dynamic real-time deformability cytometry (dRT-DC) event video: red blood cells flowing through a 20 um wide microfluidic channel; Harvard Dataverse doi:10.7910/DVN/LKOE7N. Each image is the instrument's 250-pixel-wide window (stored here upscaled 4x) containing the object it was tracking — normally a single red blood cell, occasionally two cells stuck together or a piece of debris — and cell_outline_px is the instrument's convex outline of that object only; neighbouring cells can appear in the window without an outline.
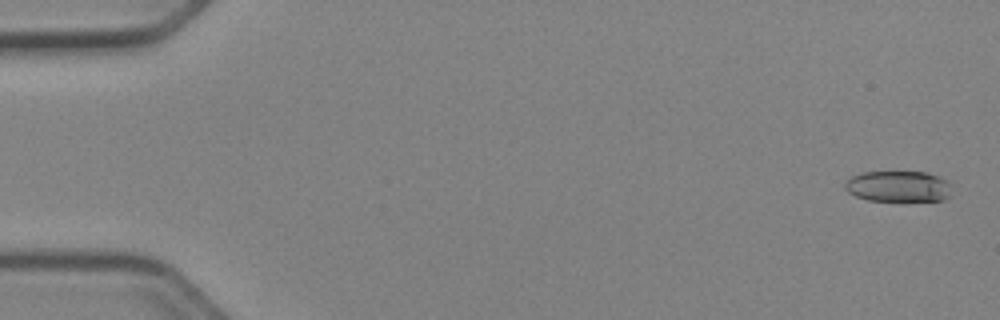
{"species": "Egyptian fruit bat (a non-hibernating species)", "species_latin": "Rousettus aegyptiacus", "temperature_condition": "cold", "stored_images_in_passage": 15, "camera_frame_rate_fps": 3000, "um_per_image_px": 0.085, "animal": {"sex": "female"}, "frame": {"image": 1, "passage_image": 2, "time_ms": 0.333, "image_size_px": [1000, 320], "cell_outline_px": [[952, 184], [948, 196], [944, 200], [900, 204], [868, 200], [856, 196], [848, 192], [844, 188], [844, 184], [852, 176], [860, 172], [928, 172], [940, 176]], "centroid_in_image_um": [76.39, 15.89], "position_along_channel_um": 8.6, "area_um2": 20.35}}
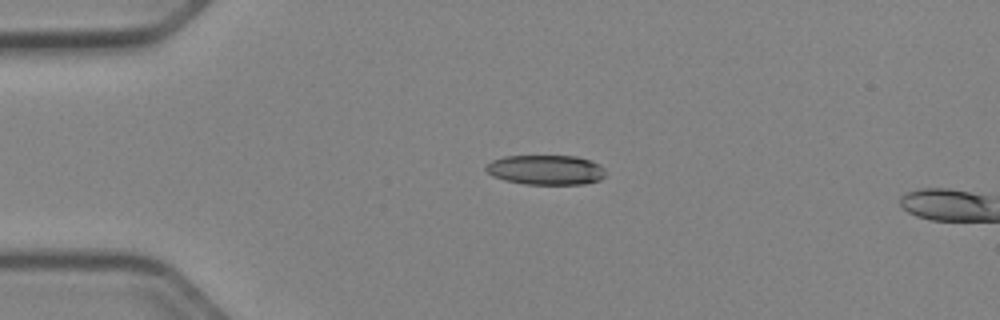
{"frame": {"image": 2, "passage_image": 13, "time_ms": 4.0, "image_size_px": [1000, 320], "cell_outline_px": [[604, 176], [600, 180], [584, 184], [524, 184], [504, 180], [492, 176], [484, 168], [484, 164], [492, 160], [504, 156], [576, 156], [592, 160], [600, 164], [604, 168]], "centroid_in_image_um": [46.38, 14.43], "position_along_channel_um": 38.6, "area_um2": 20.98}}